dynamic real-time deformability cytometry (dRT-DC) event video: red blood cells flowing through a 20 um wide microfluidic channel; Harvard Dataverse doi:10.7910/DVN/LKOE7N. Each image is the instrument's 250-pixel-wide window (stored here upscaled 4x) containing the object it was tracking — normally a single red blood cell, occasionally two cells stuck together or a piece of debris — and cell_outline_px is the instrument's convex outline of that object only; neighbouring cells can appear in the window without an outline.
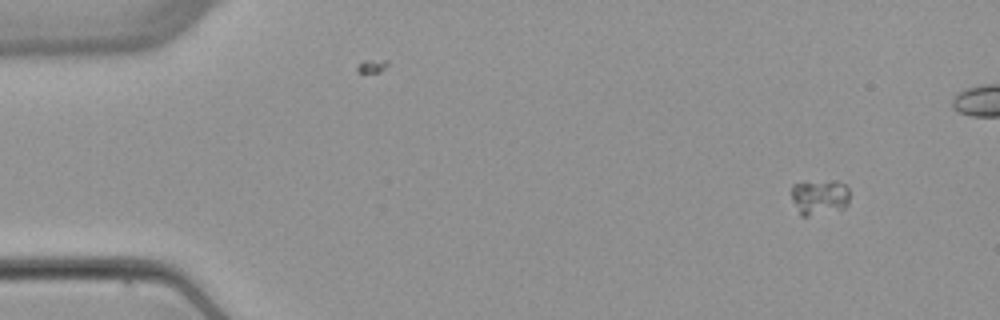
{"species": "common noctule bat (a hibernating species)", "species_latin": "Nyctalus noctula", "temperature_condition": "warm", "stored_images_in_passage": 5, "camera_frame_rate_fps": 3000, "um_per_image_px": 0.085, "animal": {"sex": "female", "body_mass_g": 22.7, "forearm_length_mm": 54.2}, "frame": {"image": 1, "passage_image": 1, "time_ms": 0.0, "image_size_px": [1000, 320], "cell_outline_px": [[848, 204], [844, 208], [808, 216], [800, 216], [792, 200], [792, 184], [836, 180], [844, 184], [848, 188]], "centroid_in_image_um": [69.65, 16.76], "position_along_channel_um": 15.3, "area_um2": 11.85}}